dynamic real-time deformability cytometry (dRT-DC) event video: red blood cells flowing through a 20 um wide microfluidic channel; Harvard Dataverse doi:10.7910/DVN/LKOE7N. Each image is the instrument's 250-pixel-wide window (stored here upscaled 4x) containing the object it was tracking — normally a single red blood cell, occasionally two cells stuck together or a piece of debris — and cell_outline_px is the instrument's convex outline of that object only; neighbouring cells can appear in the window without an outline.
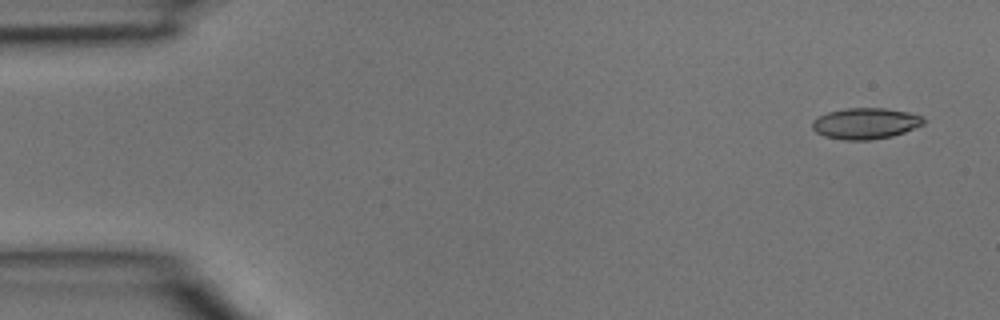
{"species": "common noctule bat (a hibernating species)", "species_latin": "Nyctalus noctula", "temperature_condition": "room temperature", "stored_images_in_passage": 4, "camera_frame_rate_fps": 3000, "um_per_image_px": 0.085, "animal": {"sex": "male", "body_mass_g": 15.6}, "frame": {"image": 1, "passage_image": 1, "time_ms": 0.0, "image_size_px": [1000, 320], "cell_outline_px": [[924, 124], [904, 132], [892, 136], [868, 140], [844, 140], [824, 136], [816, 132], [812, 128], [812, 120], [828, 112], [848, 108], [884, 108], [908, 112], [924, 116]], "centroid_in_image_um": [73.57, 10.49], "position_along_channel_um": 11.4, "area_um2": 20.11}}
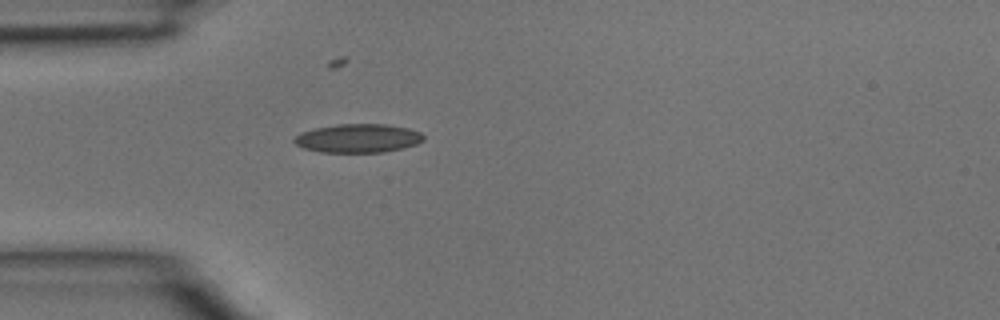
{"frame": {"image": 2, "passage_image": 4, "time_ms": 1.0, "image_size_px": [1000, 320], "cell_outline_px": [[424, 140], [416, 144], [404, 148], [384, 152], [320, 152], [304, 148], [296, 144], [292, 140], [300, 132], [316, 128], [336, 124], [388, 124], [408, 128], [420, 132], [424, 136]], "centroid_in_image_um": [30.44, 11.75], "position_along_channel_um": 54.6, "area_um2": 21.68}}